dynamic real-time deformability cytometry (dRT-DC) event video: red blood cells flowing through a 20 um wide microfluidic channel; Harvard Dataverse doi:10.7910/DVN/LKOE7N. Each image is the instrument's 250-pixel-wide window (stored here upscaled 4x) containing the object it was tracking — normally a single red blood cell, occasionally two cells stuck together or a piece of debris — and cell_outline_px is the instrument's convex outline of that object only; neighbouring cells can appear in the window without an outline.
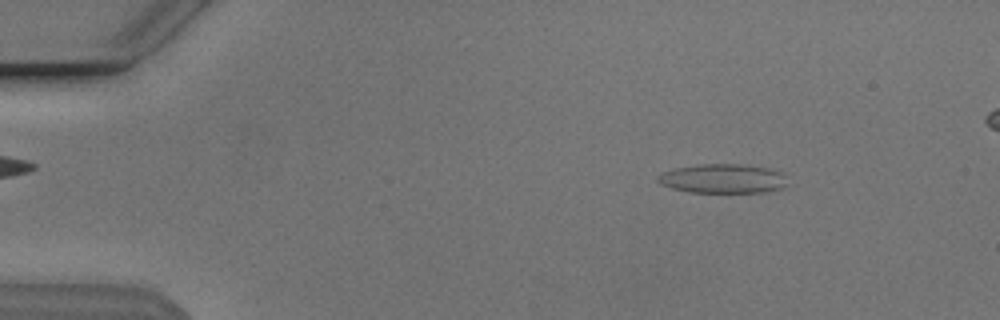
{"species": "Egyptian fruit bat (a non-hibernating species)", "species_latin": "Rousettus aegyptiacus", "temperature_condition": "cold", "stored_images_in_passage": 50, "camera_frame_rate_fps": 3000, "um_per_image_px": 0.085, "animal": {"sex": "male"}, "frame": {"image": 1, "passage_image": 4, "time_ms": 1.0, "image_size_px": [1000, 320], "cell_outline_px": [[784, 184], [780, 188], [760, 192], [688, 192], [672, 188], [660, 184], [656, 180], [656, 176], [664, 172], [676, 168], [700, 164], [740, 164], [768, 168], [780, 172], [784, 176]], "centroid_in_image_um": [61.36, 15.18], "position_along_channel_um": 23.6, "area_um2": 21.73}}
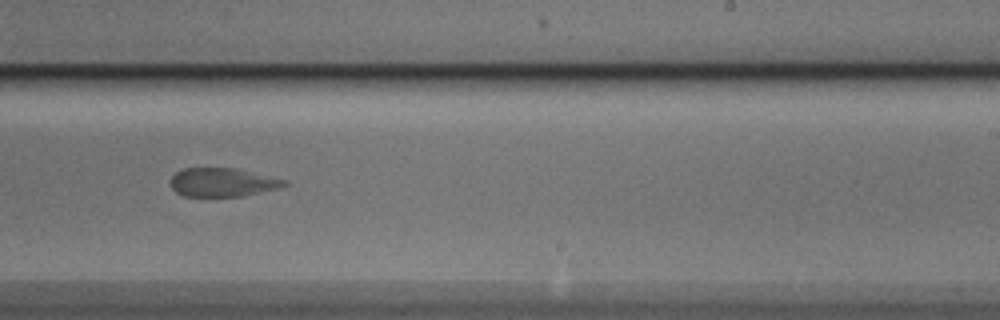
{"frame": {"image": 2, "passage_image": 30, "time_ms": 9.667, "image_size_px": [1000, 320], "cell_outline_px": [[288, 184], [276, 188], [244, 196], [184, 196], [176, 192], [172, 188], [172, 176], [176, 172], [184, 168], [236, 168], [288, 180]], "centroid_in_image_um": [18.93, 15.49], "position_along_channel_um": 270.1, "area_um2": 18.84}}
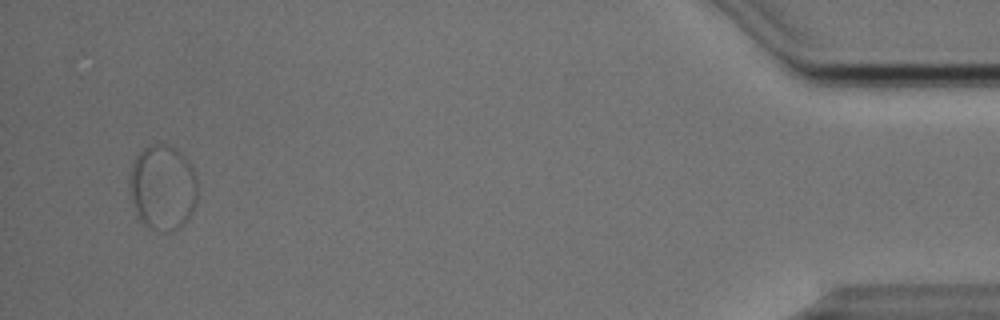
{"frame": {"image": 3, "passage_image": 48, "time_ms": 15.667, "image_size_px": [1000, 320], "cell_outline_px": [[196, 204], [188, 220], [180, 228], [172, 232], [160, 232], [148, 228], [136, 220], [128, 192], [128, 180], [132, 164], [136, 156], [144, 148], [152, 144], [164, 144], [176, 148], [184, 156], [192, 168], [196, 180]], "centroid_in_image_um": [13.77, 16.0], "position_along_channel_um": 421.4, "area_um2": 34.74}}